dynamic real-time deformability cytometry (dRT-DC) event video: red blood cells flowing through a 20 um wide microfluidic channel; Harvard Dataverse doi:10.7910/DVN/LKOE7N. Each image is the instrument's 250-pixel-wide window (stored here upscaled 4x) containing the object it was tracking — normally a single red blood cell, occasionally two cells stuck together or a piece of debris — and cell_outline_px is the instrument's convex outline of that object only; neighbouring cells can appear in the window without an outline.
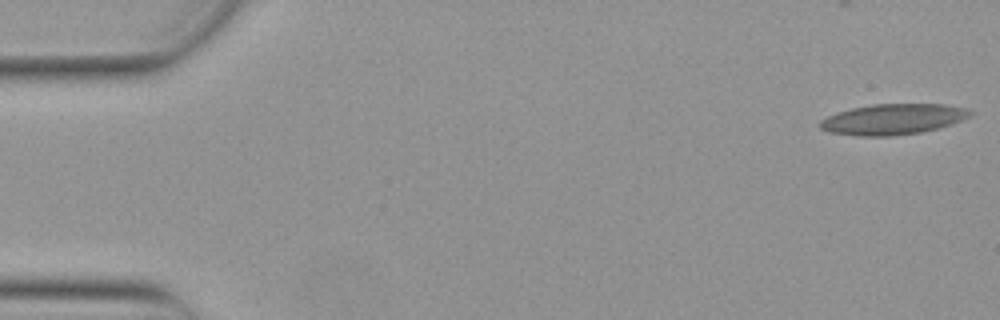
{"species": "Egyptian fruit bat (a non-hibernating species)", "species_latin": "Rousettus aegyptiacus", "temperature_condition": "warm", "stored_images_in_passage": 55, "camera_frame_rate_fps": 3000, "um_per_image_px": 0.085, "animal": {"sex": "female"}, "frame": {"image": 1, "passage_image": 1, "time_ms": 0.0, "image_size_px": [1000, 320], "cell_outline_px": [[972, 116], [952, 124], [940, 128], [920, 132], [892, 136], [860, 136], [828, 132], [820, 128], [820, 120], [828, 116], [852, 108], [872, 104], [944, 104], [968, 108], [972, 112]], "centroid_in_image_um": [75.94, 10.13], "position_along_channel_um": 9.1, "area_um2": 26.88}}
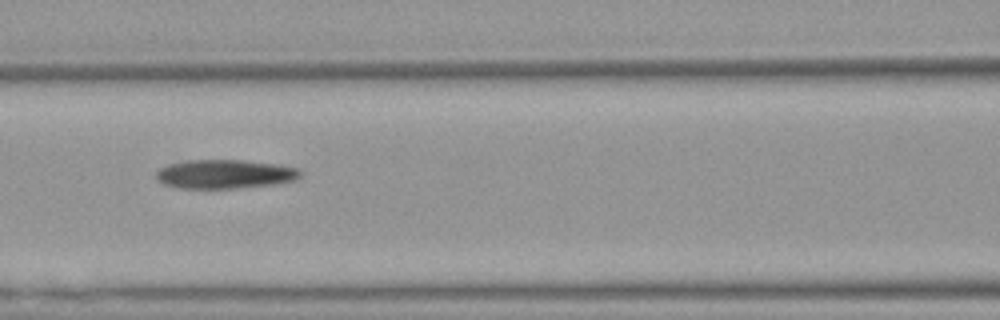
{"frame": {"image": 2, "passage_image": 23, "time_ms": 7.333, "image_size_px": [1000, 320], "cell_outline_px": [[300, 176], [296, 180], [276, 184], [236, 188], [176, 188], [164, 184], [156, 180], [156, 172], [160, 168], [168, 164], [184, 160], [244, 160], [280, 164], [300, 168]], "centroid_in_image_um": [19.11, 14.79], "position_along_channel_um": 147.5, "area_um2": 24.62}}
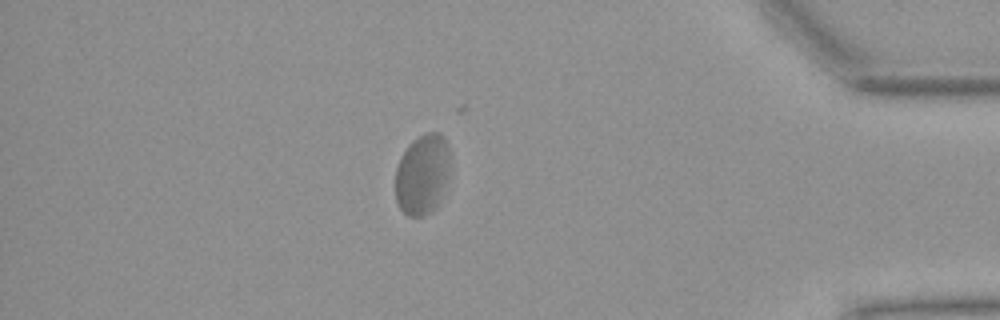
{"frame": {"image": 3, "passage_image": 46, "time_ms": 15.0, "image_size_px": [1000, 320], "cell_outline_px": [[448, 172], [440, 196], [436, 204], [424, 216], [408, 216], [400, 208], [396, 200], [396, 168], [400, 156], [408, 144], [412, 140], [428, 132], [440, 132], [444, 136], [448, 144]], "centroid_in_image_um": [35.86, 14.77], "position_along_channel_um": 399.3, "area_um2": 25.2}}